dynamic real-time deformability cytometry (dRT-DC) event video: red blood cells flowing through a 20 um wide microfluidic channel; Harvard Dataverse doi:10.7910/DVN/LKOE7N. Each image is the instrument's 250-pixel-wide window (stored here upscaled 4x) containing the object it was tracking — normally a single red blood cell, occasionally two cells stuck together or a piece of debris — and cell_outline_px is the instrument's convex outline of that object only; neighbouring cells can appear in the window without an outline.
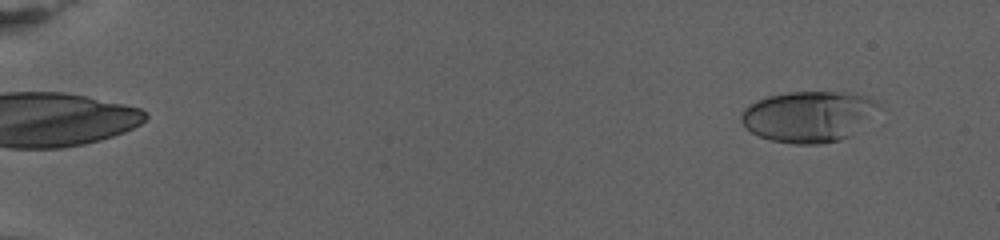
{"species": "human", "species_latin": "Homo sapiens", "temperature_condition": "warm", "stored_images_in_passage": 77, "camera_frame_rate_fps": 3000, "um_per_image_px": 0.085, "donor": {"sex": "female"}, "frame": {"image": 1, "passage_image": 6, "time_ms": 1.667, "image_size_px": [1000, 240], "cell_outline_px": [[876, 104], [848, 136], [840, 140], [820, 144], [796, 144], [772, 140], [760, 136], [744, 128], [740, 120], [740, 112], [748, 104], [756, 100], [768, 96], [788, 92], [852, 92], [868, 96], [876, 100]], "centroid_in_image_um": [68.56, 9.88], "position_along_channel_um": 16.4, "area_um2": 39.88}}
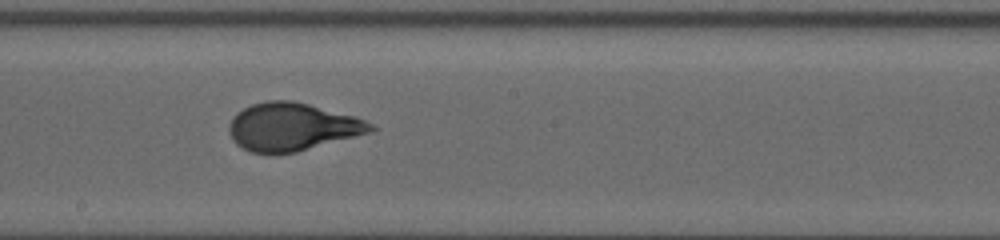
{"frame": {"image": 2, "passage_image": 46, "time_ms": 15.0, "image_size_px": [1000, 240], "cell_outline_px": [[376, 128], [372, 132], [296, 152], [252, 152], [236, 144], [232, 140], [228, 132], [228, 124], [236, 112], [252, 104], [268, 100], [292, 100], [356, 116], [372, 124]], "centroid_in_image_um": [24.82, 10.76], "position_along_channel_um": 223.4, "area_um2": 39.3}}
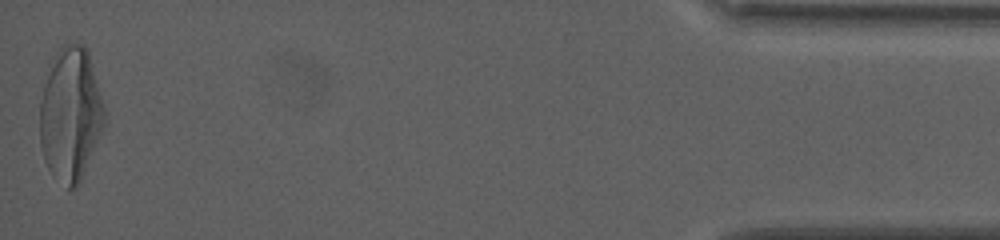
{"frame": {"image": 3, "passage_image": 77, "time_ms": 25.333, "image_size_px": [1000, 240], "cell_outline_px": [[104, 124], [80, 184], [76, 188], [68, 192], [52, 176], [44, 160], [40, 144], [40, 100], [44, 84], [60, 48], [68, 44], [84, 44], [88, 48], [104, 108]], "centroid_in_image_um": [5.99, 9.82], "position_along_channel_um": 429.2, "area_um2": 50.05}, "authors_computed_cell_mechanics": {"area_um2": 39.2462, "velocity_mm_per_s": 2.7446, "shape_relaxation_time_tau1_ms": 6.1674, "shape_relaxation_time_tau2_ms": null, "deformation_change_tau1": 0.2129, "deformation_change_tau2": null}}